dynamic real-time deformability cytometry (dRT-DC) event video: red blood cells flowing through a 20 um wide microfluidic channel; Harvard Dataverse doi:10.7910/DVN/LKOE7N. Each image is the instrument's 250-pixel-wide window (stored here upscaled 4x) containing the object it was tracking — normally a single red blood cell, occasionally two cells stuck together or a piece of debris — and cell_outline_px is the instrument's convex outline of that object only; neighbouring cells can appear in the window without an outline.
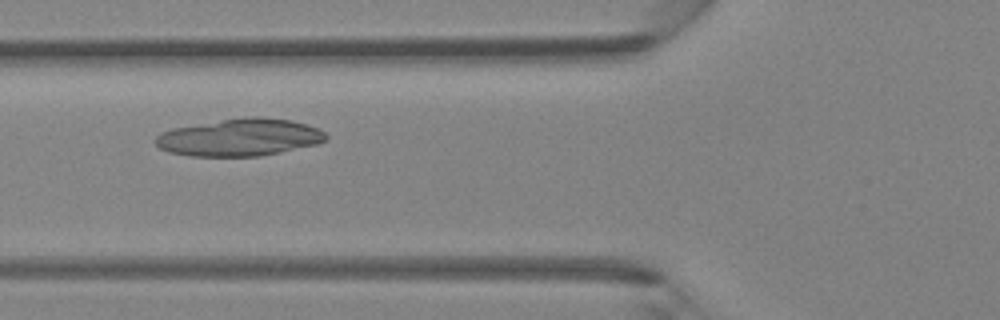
{"species": "Egyptian fruit bat (a non-hibernating species)", "species_latin": "Rousettus aegyptiacus", "temperature_condition": "room temperature", "stored_images_in_passage": 4, "camera_frame_rate_fps": 3000, "um_per_image_px": 0.085, "animal": {"sex": "female"}, "frame": {"image": 1, "passage_image": 4, "time_ms": 1.0, "image_size_px": [1000, 320], "cell_outline_px": [[328, 140], [316, 144], [280, 152], [260, 156], [188, 156], [168, 152], [160, 148], [152, 140], [160, 132], [172, 128], [244, 116], [260, 116], [292, 120], [316, 128], [324, 132], [328, 136]], "centroid_in_image_um": [20.34, 11.67], "position_along_channel_um": 105.5, "area_um2": 37.28}}